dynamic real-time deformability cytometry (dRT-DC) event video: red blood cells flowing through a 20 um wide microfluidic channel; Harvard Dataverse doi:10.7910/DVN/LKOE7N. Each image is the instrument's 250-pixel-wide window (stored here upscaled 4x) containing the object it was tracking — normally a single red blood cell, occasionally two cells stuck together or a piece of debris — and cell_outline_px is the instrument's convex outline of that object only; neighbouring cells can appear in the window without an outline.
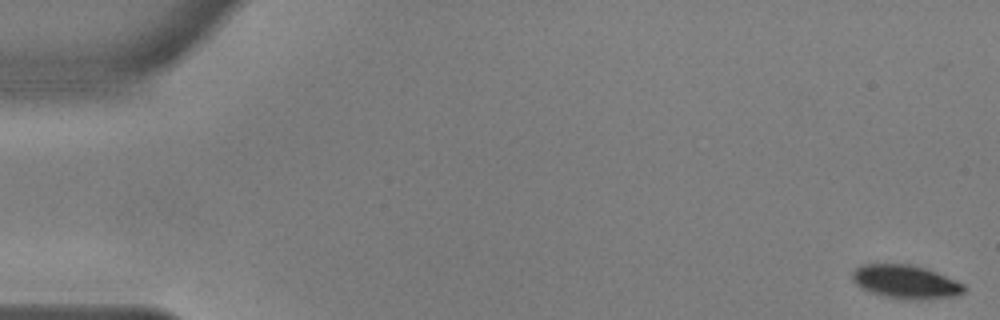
{"species": "common noctule bat (a hibernating species)", "species_latin": "Nyctalus noctula", "temperature_condition": "warm", "stored_images_in_passage": 56, "camera_frame_rate_fps": 3000, "um_per_image_px": 0.085, "animal": {"sex": "male", "body_mass_g": 17.9, "forearm_length_mm": 54.2}, "frame": {"image": 1, "passage_image": 1, "time_ms": 0.0, "image_size_px": [1000, 320], "cell_outline_px": [[968, 288], [964, 292], [956, 296], [920, 300], [900, 300], [884, 296], [860, 288], [852, 280], [852, 272], [860, 264], [912, 264], [936, 272], [956, 280], [964, 284]], "centroid_in_image_um": [76.99, 23.97], "position_along_channel_um": 8.0, "area_um2": 22.14}}
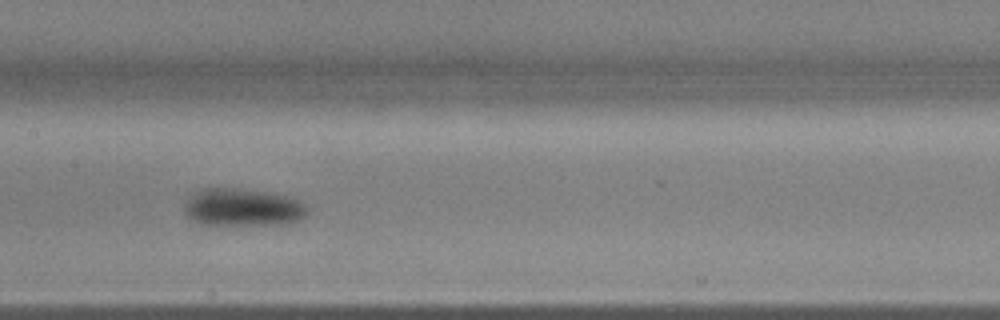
{"frame": {"image": 2, "passage_image": 28, "time_ms": 9.0, "image_size_px": [1000, 320], "cell_outline_px": [[308, 212], [304, 216], [288, 224], [208, 224], [188, 216], [184, 212], [184, 204], [188, 192], [200, 188], [240, 188], [288, 196], [304, 204], [308, 208]], "centroid_in_image_um": [20.58, 17.59], "position_along_channel_um": 186.8, "area_um2": 26.88}}
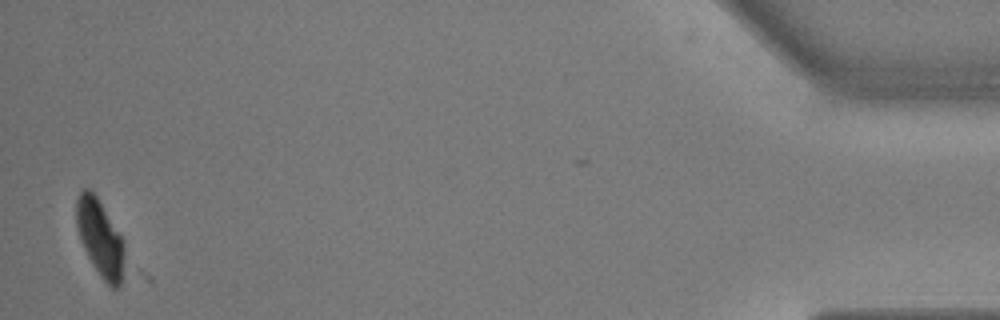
{"frame": {"image": 3, "passage_image": 55, "time_ms": 18.0, "image_size_px": [1000, 320], "cell_outline_px": [[124, 252], [120, 288], [112, 288], [100, 276], [92, 264], [80, 240], [76, 224], [76, 200], [80, 192], [84, 188], [88, 188], [96, 196], [124, 240]], "centroid_in_image_um": [8.49, 20.24], "position_along_channel_um": 426.7, "area_um2": 21.27}}